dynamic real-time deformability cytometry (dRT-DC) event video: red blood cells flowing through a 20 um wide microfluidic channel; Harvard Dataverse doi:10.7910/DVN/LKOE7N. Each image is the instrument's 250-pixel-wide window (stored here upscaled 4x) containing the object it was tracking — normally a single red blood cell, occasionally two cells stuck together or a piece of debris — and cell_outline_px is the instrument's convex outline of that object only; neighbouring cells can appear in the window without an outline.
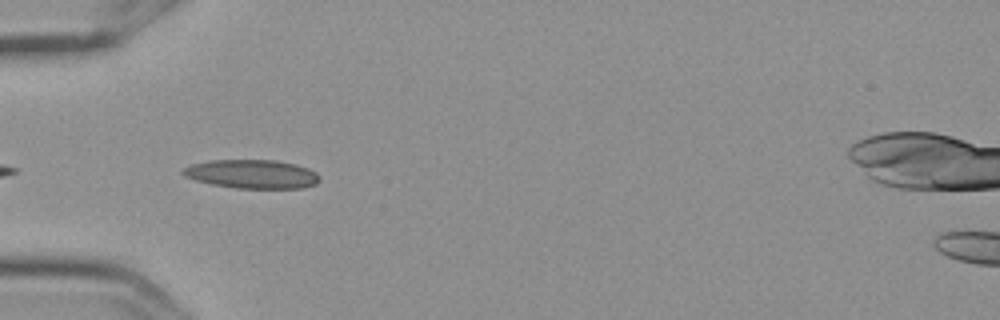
{"species": "Egyptian fruit bat (a non-hibernating species)", "species_latin": "Rousettus aegyptiacus", "temperature_condition": "cold", "stored_images_in_passage": 5, "camera_frame_rate_fps": 3000, "um_per_image_px": 0.085, "frame": {"image": 1, "passage_image": 4, "time_ms": 1.0, "image_size_px": [1000, 320], "cell_outline_px": [[320, 180], [316, 184], [304, 188], [236, 188], [212, 184], [196, 180], [184, 176], [180, 172], [180, 168], [192, 164], [208, 160], [276, 160], [296, 164], [308, 168], [316, 172], [320, 176]], "centroid_in_image_um": [21.41, 14.79], "position_along_channel_um": 63.6, "area_um2": 23.12}}
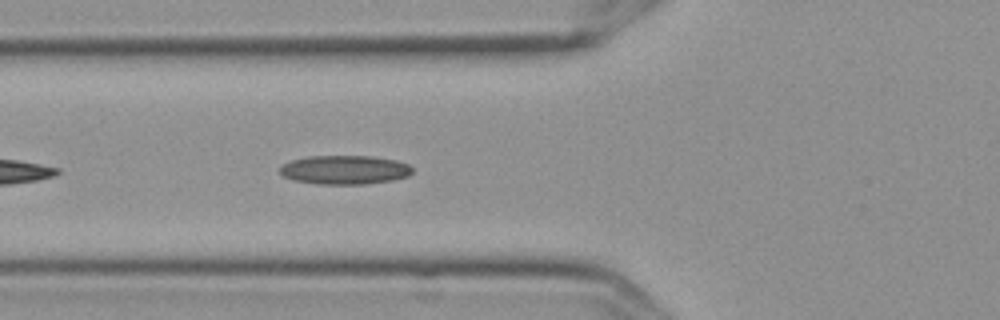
{"frame": {"image": 2, "passage_image": 5, "time_ms": 1.333, "image_size_px": [1000, 320], "cell_outline_px": [[412, 172], [408, 176], [392, 180], [364, 184], [320, 184], [292, 180], [284, 176], [280, 172], [280, 168], [284, 164], [292, 160], [308, 156], [372, 156], [396, 160], [408, 164], [412, 168]], "centroid_in_image_um": [29.31, 14.43], "position_along_channel_um": 96.5, "area_um2": 22.25}}